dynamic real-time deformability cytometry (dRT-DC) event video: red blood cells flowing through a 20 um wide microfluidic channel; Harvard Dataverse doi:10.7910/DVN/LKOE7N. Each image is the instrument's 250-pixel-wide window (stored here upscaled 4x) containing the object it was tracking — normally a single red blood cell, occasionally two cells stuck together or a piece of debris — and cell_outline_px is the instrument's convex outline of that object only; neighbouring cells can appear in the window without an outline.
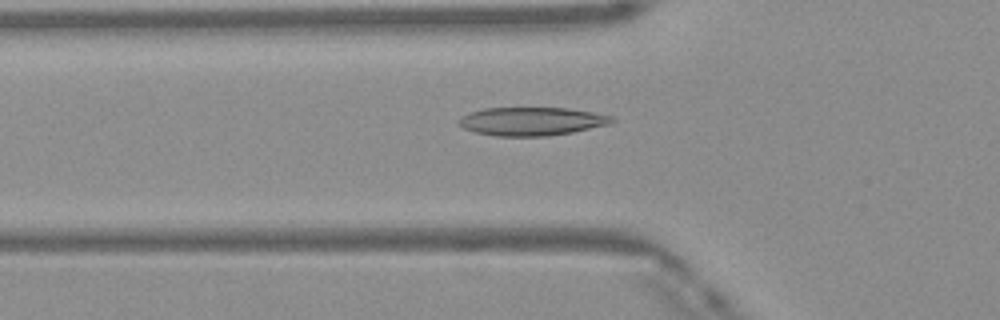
{"species": "Egyptian fruit bat (a non-hibernating species)", "species_latin": "Rousettus aegyptiacus", "temperature_condition": "warm", "stored_images_in_passage": 49, "camera_frame_rate_fps": 3000, "um_per_image_px": 0.085, "frame": {"image": 1, "passage_image": 17, "time_ms": 5.333, "image_size_px": [1000, 320], "cell_outline_px": [[616, 120], [608, 124], [572, 132], [544, 136], [496, 136], [476, 132], [464, 128], [456, 120], [460, 116], [484, 108], [568, 108], [592, 112], [612, 116]], "centroid_in_image_um": [45.17, 10.31], "position_along_channel_um": 80.6, "area_um2": 25.09}}
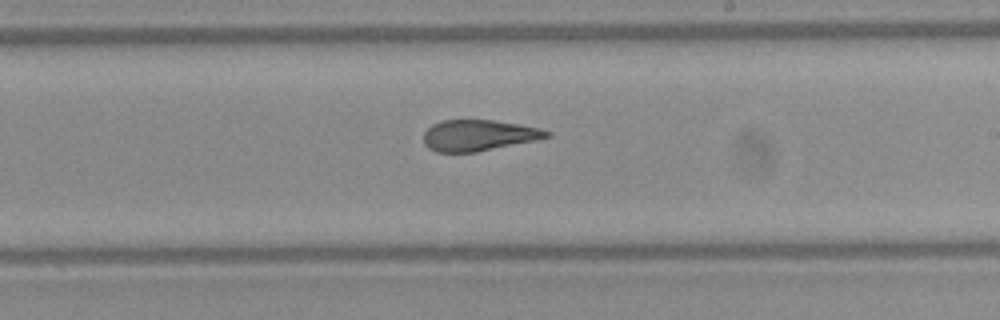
{"frame": {"image": 2, "passage_image": 29, "time_ms": 9.333, "image_size_px": [1000, 320], "cell_outline_px": [[552, 136], [476, 152], [436, 152], [428, 148], [424, 144], [424, 132], [432, 124], [440, 120], [492, 120], [540, 128], [552, 132]], "centroid_in_image_um": [40.64, 11.5], "position_along_channel_um": 248.4, "area_um2": 22.08}}
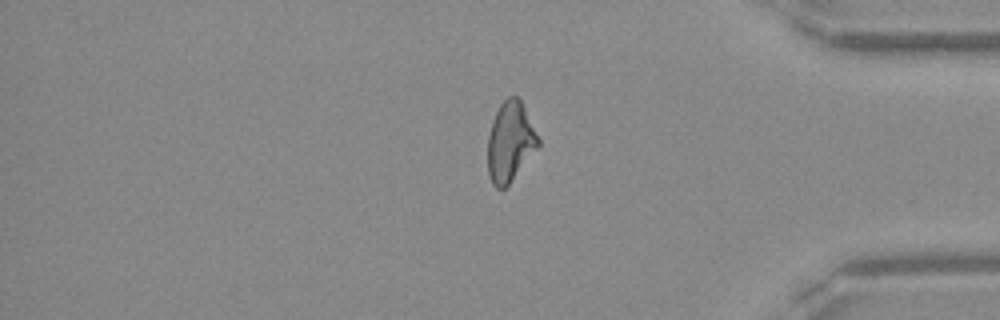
{"frame": {"image": 3, "passage_image": 41, "time_ms": 13.333, "image_size_px": [1000, 320], "cell_outline_px": [[540, 144], [508, 184], [504, 188], [496, 188], [492, 184], [488, 172], [488, 136], [492, 120], [500, 104], [508, 96], [516, 96], [520, 100], [540, 140]], "centroid_in_image_um": [43.34, 12.04], "position_along_channel_um": 391.9, "area_um2": 23.0}, "authors_computed_cell_mechanics": {"area_um2": 23.987, "velocity_mm_per_s": 4.1685, "shape_relaxation_time_tau1_ms": 10.7766, "shape_relaxation_time_tau2_ms": 1.3759, "deformation_change_tau1": 0.282, "deformation_change_tau2": 0.0813}}